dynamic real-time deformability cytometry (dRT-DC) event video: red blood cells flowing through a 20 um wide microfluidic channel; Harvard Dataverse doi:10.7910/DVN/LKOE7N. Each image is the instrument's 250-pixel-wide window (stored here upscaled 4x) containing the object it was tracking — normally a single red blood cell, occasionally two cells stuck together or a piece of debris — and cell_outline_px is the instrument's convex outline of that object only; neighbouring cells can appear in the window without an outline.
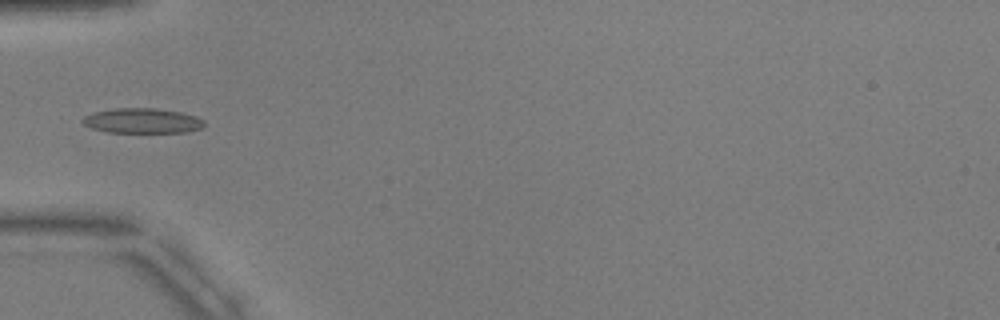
{"species": "common noctule bat (a hibernating species)", "species_latin": "Nyctalus noctula", "temperature_condition": "warm", "stored_images_in_passage": 8, "camera_frame_rate_fps": 3000, "um_per_image_px": 0.085, "animal": {"sex": "male", "body_mass_g": 17.9, "forearm_length_mm": 54.2}, "frame": {"image": 1, "passage_image": 7, "time_ms": 7.333, "image_size_px": [1000, 320], "cell_outline_px": [[204, 124], [200, 128], [184, 132], [108, 132], [92, 128], [84, 124], [80, 120], [84, 116], [96, 112], [116, 108], [156, 108], [180, 112], [196, 116], [204, 120]], "centroid_in_image_um": [12.09, 10.26], "position_along_channel_um": 72.9, "area_um2": 17.51}}
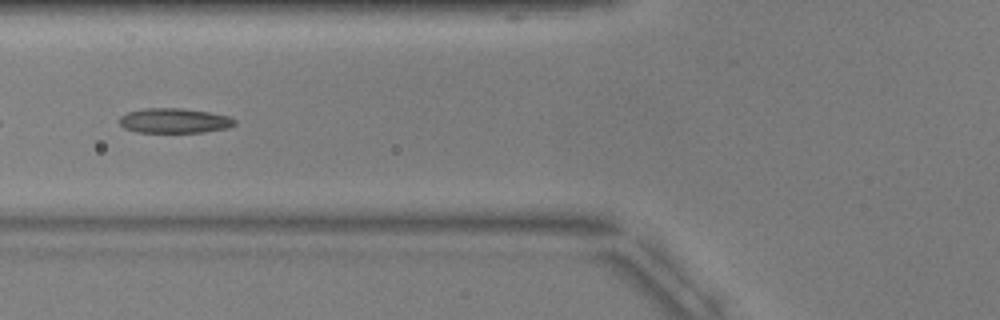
{"frame": {"image": 2, "passage_image": 8, "time_ms": 8.333, "image_size_px": [1000, 320], "cell_outline_px": [[236, 124], [228, 128], [204, 132], [136, 132], [124, 128], [120, 124], [120, 116], [128, 112], [144, 108], [180, 108], [208, 112], [228, 116], [236, 120]], "centroid_in_image_um": [14.82, 10.26], "position_along_channel_um": 111.0, "area_um2": 16.65}}